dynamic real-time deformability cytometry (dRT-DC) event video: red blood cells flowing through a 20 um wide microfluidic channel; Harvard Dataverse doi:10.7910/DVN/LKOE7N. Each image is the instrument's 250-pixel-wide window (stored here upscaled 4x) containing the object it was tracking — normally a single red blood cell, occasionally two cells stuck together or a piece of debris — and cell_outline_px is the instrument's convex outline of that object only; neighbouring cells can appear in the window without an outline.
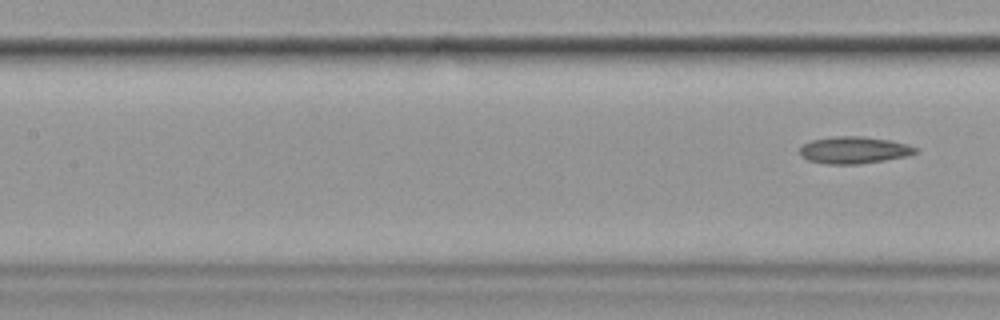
{"species": "common noctule bat (a hibernating species)", "species_latin": "Nyctalus noctula", "temperature_condition": "cold", "stored_images_in_passage": 5, "segment_of_instrument_passage": [2, 2], "camera_frame_rate_fps": 3000, "um_per_image_px": 0.085, "animal": {"sex": "female", "body_mass_g": 19.9}, "frame": {"image": 1, "passage_image": 5, "time_ms": 4.667, "image_size_px": [1000, 320], "cell_outline_px": [[916, 152], [904, 156], [884, 160], [860, 164], [824, 164], [808, 160], [800, 156], [800, 148], [804, 144], [812, 140], [836, 136], [864, 136], [892, 140], [908, 144], [916, 148]], "centroid_in_image_um": [72.56, 12.75], "position_along_channel_um": 134.8, "area_um2": 18.15}}